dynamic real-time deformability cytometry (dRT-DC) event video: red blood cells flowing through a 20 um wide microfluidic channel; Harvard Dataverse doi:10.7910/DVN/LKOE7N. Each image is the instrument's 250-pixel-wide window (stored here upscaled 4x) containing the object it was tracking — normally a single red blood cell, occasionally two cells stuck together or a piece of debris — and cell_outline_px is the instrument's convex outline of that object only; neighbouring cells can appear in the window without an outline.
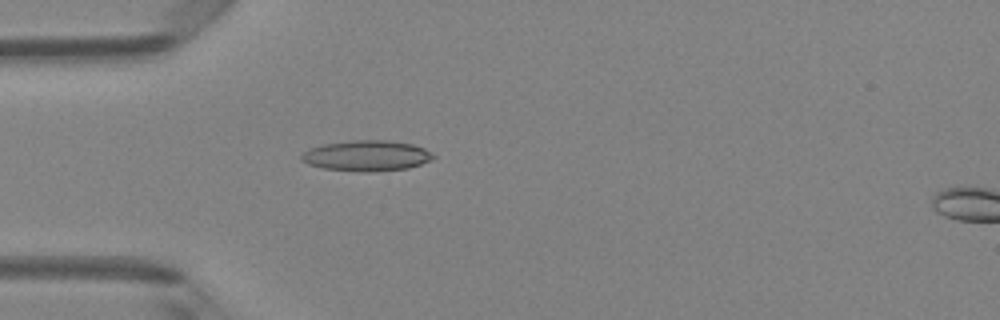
{"species": "Egyptian fruit bat (a non-hibernating species)", "species_latin": "Rousettus aegyptiacus", "temperature_condition": "room temperature", "stored_images_in_passage": 5, "camera_frame_rate_fps": 3000, "um_per_image_px": 0.085, "animal": {"sex": "female"}, "frame": {"image": 1, "passage_image": 4, "time_ms": 1.0, "image_size_px": [1000, 320], "cell_outline_px": [[436, 156], [432, 160], [408, 168], [372, 172], [364, 172], [324, 168], [308, 164], [300, 160], [300, 156], [308, 148], [324, 144], [352, 140], [388, 140], [412, 144], [424, 148], [432, 152]], "centroid_in_image_um": [31.17, 13.23], "position_along_channel_um": 53.8, "area_um2": 23.64}}